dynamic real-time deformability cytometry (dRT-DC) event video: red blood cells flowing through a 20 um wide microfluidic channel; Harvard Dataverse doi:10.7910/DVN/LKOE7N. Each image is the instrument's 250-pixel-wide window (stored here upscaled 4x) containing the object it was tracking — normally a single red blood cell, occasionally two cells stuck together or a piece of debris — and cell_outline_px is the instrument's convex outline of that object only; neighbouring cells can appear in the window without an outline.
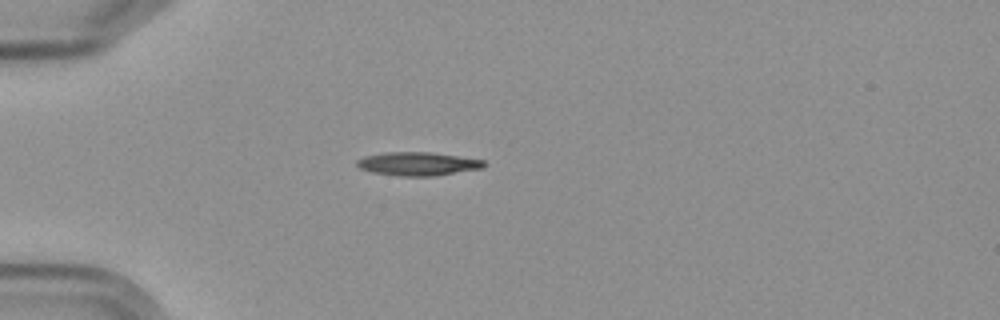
{"species": "Egyptian fruit bat (a non-hibernating species)", "species_latin": "Rousettus aegyptiacus", "temperature_condition": "cold", "stored_images_in_passage": 9, "camera_frame_rate_fps": 3000, "um_per_image_px": 0.085, "frame": {"image": 1, "passage_image": 3, "time_ms": 2.333, "image_size_px": [1000, 320], "cell_outline_px": [[484, 168], [432, 176], [400, 176], [372, 172], [360, 168], [356, 164], [356, 160], [364, 156], [384, 152], [432, 152], [484, 160]], "centroid_in_image_um": [35.49, 13.92], "position_along_channel_um": 49.5, "area_um2": 17.34}}
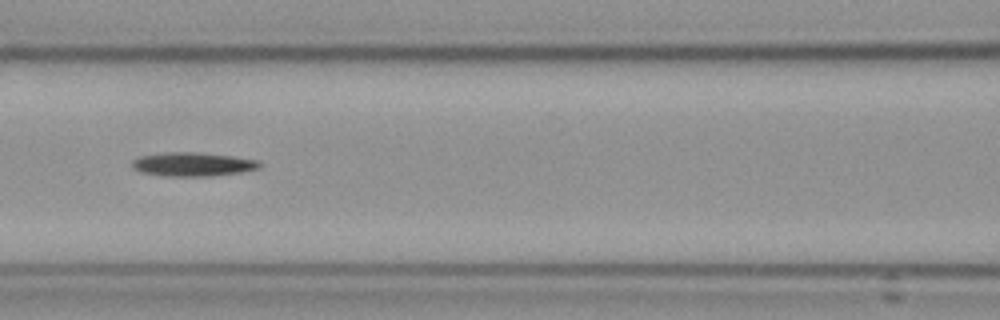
{"frame": {"image": 2, "passage_image": 6, "time_ms": 5.667, "image_size_px": [1000, 320], "cell_outline_px": [[260, 168], [240, 172], [208, 176], [164, 176], [140, 172], [132, 168], [132, 160], [140, 156], [168, 152], [192, 152], [232, 156], [260, 160]], "centroid_in_image_um": [16.36, 13.96], "position_along_channel_um": 150.2, "area_um2": 17.63}}
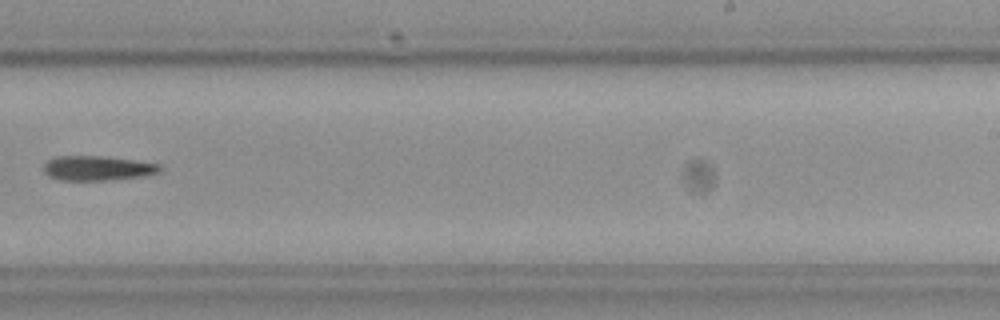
{"frame": {"image": 3, "passage_image": 9, "time_ms": 9.333, "image_size_px": [1000, 320], "cell_outline_px": [[160, 172], [144, 176], [112, 180], [60, 180], [48, 176], [44, 172], [44, 164], [48, 160], [56, 156], [104, 156], [132, 160], [156, 164], [160, 168]], "centroid_in_image_um": [8.23, 14.3], "position_along_channel_um": 280.8, "area_um2": 16.59}}